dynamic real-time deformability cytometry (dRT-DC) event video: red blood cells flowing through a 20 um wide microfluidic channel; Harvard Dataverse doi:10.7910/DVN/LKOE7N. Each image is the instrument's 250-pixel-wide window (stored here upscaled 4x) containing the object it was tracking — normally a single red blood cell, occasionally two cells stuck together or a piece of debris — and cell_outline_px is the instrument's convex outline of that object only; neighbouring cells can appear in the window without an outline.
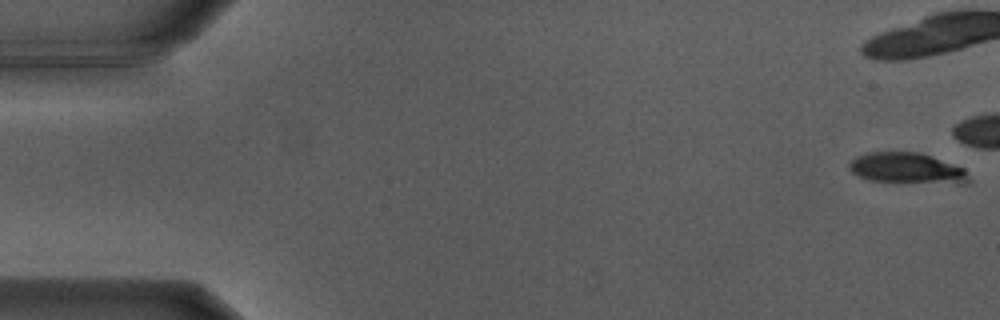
{"species": "Egyptian fruit bat (a non-hibernating species)", "species_latin": "Rousettus aegyptiacus", "temperature_condition": "warm", "stored_images_in_passage": 16, "camera_frame_rate_fps": 3000, "um_per_image_px": 0.085, "animal": {"sex": "male"}, "frame": {"image": 1, "passage_image": 1, "time_ms": 0.0, "image_size_px": [1000, 320], "cell_outline_px": [[972, 180], [968, 184], [956, 184], [868, 180], [852, 172], [848, 168], [848, 164], [856, 156], [872, 152], [920, 152], [932, 156], [964, 168]], "centroid_in_image_um": [77.15, 14.31], "position_along_channel_um": 7.8, "area_um2": 21.56}}